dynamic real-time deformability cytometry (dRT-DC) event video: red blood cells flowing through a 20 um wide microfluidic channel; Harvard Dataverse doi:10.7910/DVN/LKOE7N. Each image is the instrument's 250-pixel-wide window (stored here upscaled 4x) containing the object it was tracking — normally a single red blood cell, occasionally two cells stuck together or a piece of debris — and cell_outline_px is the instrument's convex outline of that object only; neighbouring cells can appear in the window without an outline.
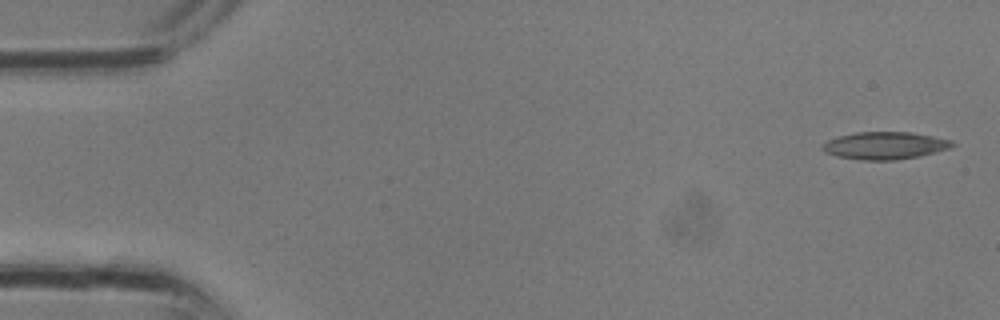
{"species": "common noctule bat (a hibernating species)", "species_latin": "Nyctalus noctula", "temperature_condition": "room temperature", "stored_images_in_passage": 10, "camera_frame_rate_fps": 3000, "um_per_image_px": 0.085, "animal": {"sex": "male", "body_mass_g": 13.3}, "frame": {"image": 1, "passage_image": 1, "time_ms": 0.0, "image_size_px": [1000, 320], "cell_outline_px": [[956, 144], [952, 148], [920, 156], [896, 160], [860, 160], [836, 156], [824, 152], [820, 148], [820, 144], [828, 140], [840, 136], [856, 132], [912, 132], [952, 140]], "centroid_in_image_um": [75.21, 12.38], "position_along_channel_um": 9.8, "area_um2": 20.98}}
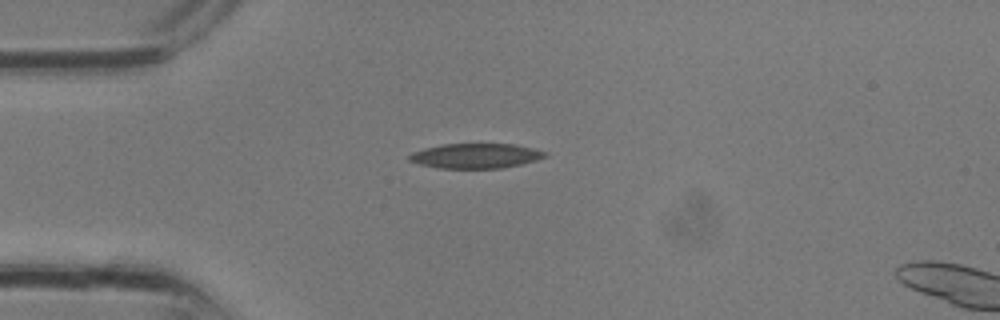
{"frame": {"image": 2, "passage_image": 8, "time_ms": 2.333, "image_size_px": [1000, 320], "cell_outline_px": [[548, 156], [536, 160], [520, 164], [500, 168], [436, 168], [420, 164], [408, 160], [408, 156], [412, 152], [424, 148], [440, 144], [516, 144], [548, 152]], "centroid_in_image_um": [40.42, 13.24], "position_along_channel_um": 44.6, "area_um2": 19.71}}